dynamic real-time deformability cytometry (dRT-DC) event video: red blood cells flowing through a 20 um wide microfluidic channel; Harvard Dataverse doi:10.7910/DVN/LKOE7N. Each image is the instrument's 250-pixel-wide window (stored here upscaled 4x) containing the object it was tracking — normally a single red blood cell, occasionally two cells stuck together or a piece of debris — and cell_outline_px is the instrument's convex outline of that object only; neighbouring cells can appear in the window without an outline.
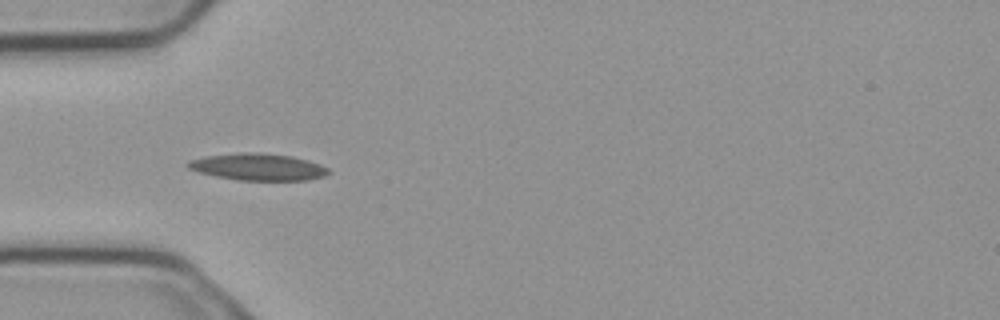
{"species": "common noctule bat (a hibernating species)", "species_latin": "Nyctalus noctula", "temperature_condition": "cold", "stored_images_in_passage": 5, "camera_frame_rate_fps": 3000, "um_per_image_px": 0.085, "animal": {"sex": "male", "body_mass_g": 23.1, "forearm_length_mm": 52.7}, "frame": {"image": 1, "passage_image": 4, "time_ms": 1.0, "image_size_px": [1000, 320], "cell_outline_px": [[332, 172], [324, 176], [308, 180], [236, 180], [216, 176], [200, 172], [188, 168], [184, 164], [188, 160], [204, 156], [240, 152], [248, 152], [292, 156], [308, 160], [320, 164], [328, 168]], "centroid_in_image_um": [21.92, 14.19], "position_along_channel_um": 63.1, "area_um2": 22.08}}
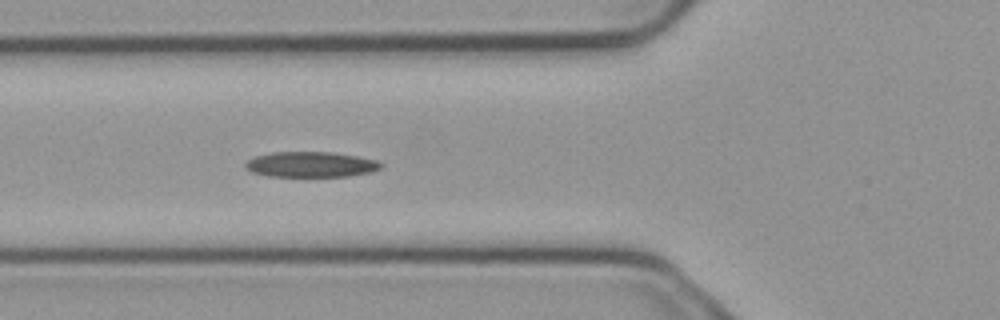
{"frame": {"image": 2, "passage_image": 5, "time_ms": 1.333, "image_size_px": [1000, 320], "cell_outline_px": [[384, 164], [380, 168], [372, 172], [348, 176], [268, 176], [252, 172], [244, 168], [244, 164], [248, 160], [256, 156], [272, 152], [332, 152], [356, 156], [376, 160]], "centroid_in_image_um": [26.41, 13.98], "position_along_channel_um": 99.4, "area_um2": 20.06}}